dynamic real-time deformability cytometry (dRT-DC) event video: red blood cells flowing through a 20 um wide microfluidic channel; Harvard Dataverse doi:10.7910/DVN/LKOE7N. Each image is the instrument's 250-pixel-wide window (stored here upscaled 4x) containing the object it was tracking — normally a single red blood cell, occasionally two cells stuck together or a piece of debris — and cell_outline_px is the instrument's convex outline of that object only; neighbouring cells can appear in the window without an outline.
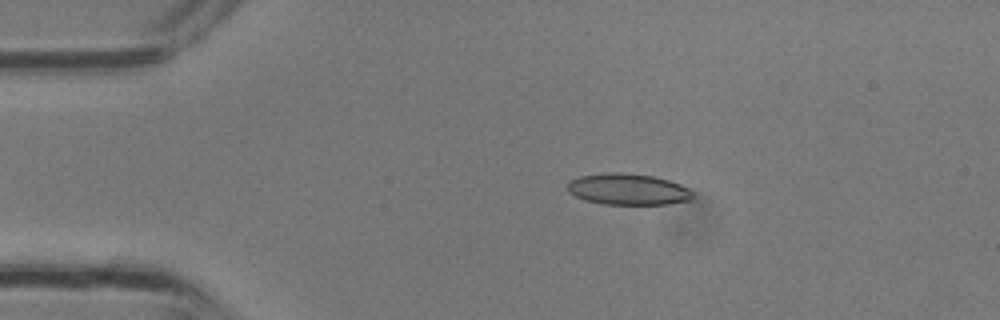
{"species": "common noctule bat (a hibernating species)", "species_latin": "Nyctalus noctula", "temperature_condition": "room temperature", "stored_images_in_passage": 35, "camera_frame_rate_fps": 3000, "um_per_image_px": 0.085, "animal": {"sex": "male", "body_mass_g": 13.3}, "frame": {"image": 1, "passage_image": 7, "time_ms": 2.0, "image_size_px": [1000, 320], "cell_outline_px": [[696, 196], [692, 200], [668, 204], [604, 204], [584, 200], [568, 192], [568, 184], [572, 180], [580, 176], [604, 172], [616, 172], [652, 176], [668, 180], [680, 184], [688, 188]], "centroid_in_image_um": [53.41, 16.09], "position_along_channel_um": 31.6, "area_um2": 22.83}}
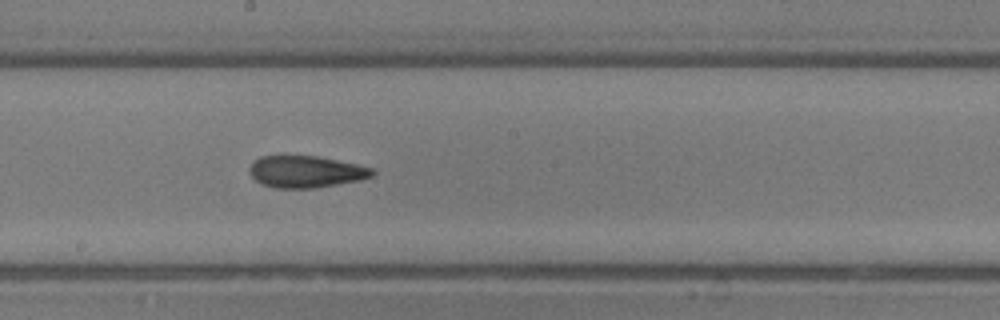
{"frame": {"image": 2, "passage_image": 19, "time_ms": 6.0, "image_size_px": [1000, 320], "cell_outline_px": [[376, 172], [372, 176], [360, 180], [312, 188], [276, 188], [264, 184], [256, 180], [252, 176], [248, 168], [252, 160], [260, 156], [316, 156], [356, 164], [372, 168]], "centroid_in_image_um": [25.97, 14.58], "position_along_channel_um": 222.2, "area_um2": 22.6}}
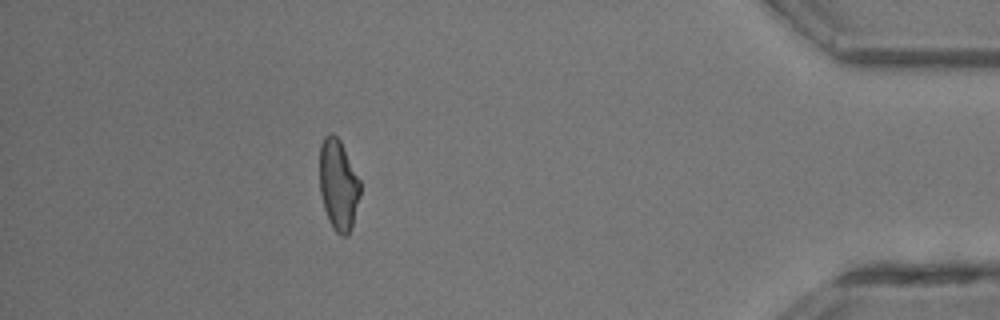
{"frame": {"image": 3, "passage_image": 31, "time_ms": 10.0, "image_size_px": [1000, 320], "cell_outline_px": [[360, 196], [352, 228], [344, 236], [340, 236], [332, 228], [328, 220], [324, 208], [320, 192], [320, 144], [324, 136], [328, 132], [332, 132], [340, 140], [360, 180]], "centroid_in_image_um": [28.75, 15.71], "position_along_channel_um": 406.4, "area_um2": 21.62}}